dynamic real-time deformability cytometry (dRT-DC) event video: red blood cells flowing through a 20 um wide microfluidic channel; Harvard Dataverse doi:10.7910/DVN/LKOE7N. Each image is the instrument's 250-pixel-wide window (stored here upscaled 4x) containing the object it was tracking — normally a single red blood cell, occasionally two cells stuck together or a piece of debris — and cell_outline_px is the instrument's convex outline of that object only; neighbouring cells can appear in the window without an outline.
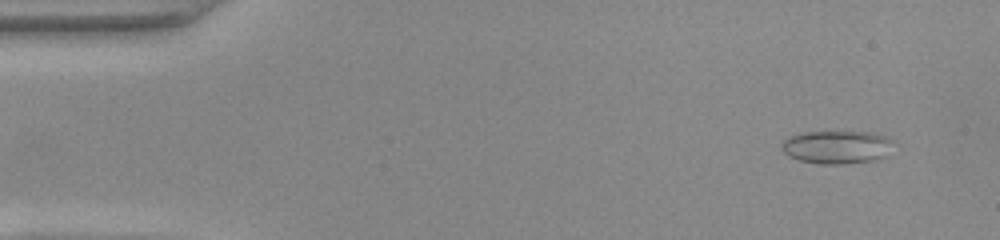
{"species": "common noctule bat (a hibernating species)", "species_latin": "Nyctalus noctula", "temperature_condition": "warm", "stored_images_in_passage": 52, "camera_frame_rate_fps": 3000, "um_per_image_px": 0.085, "animal": {"sex": "female", "body_mass_g": 22.0, "forearm_length_mm": 56.7}, "frame": {"image": 1, "passage_image": 4, "time_ms": 1.0, "image_size_px": [1000, 240], "cell_outline_px": [[892, 140], [884, 156], [876, 160], [840, 164], [820, 164], [800, 160], [788, 156], [784, 152], [780, 144], [784, 140], [792, 136], [804, 132], [872, 132], [888, 136]], "centroid_in_image_um": [71.1, 12.5], "position_along_channel_um": 13.9, "area_um2": 21.33}}
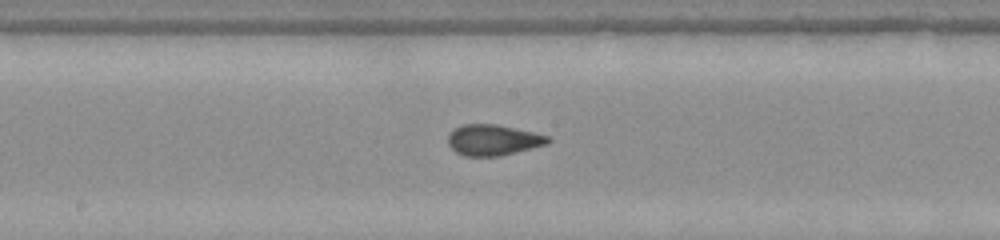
{"frame": {"image": 2, "passage_image": 27, "time_ms": 8.667, "image_size_px": [1000, 240], "cell_outline_px": [[552, 140], [548, 144], [500, 156], [464, 156], [456, 152], [448, 144], [448, 132], [464, 124], [496, 124], [532, 132], [548, 136]], "centroid_in_image_um": [41.9, 11.9], "position_along_channel_um": 206.3, "area_um2": 17.92}}
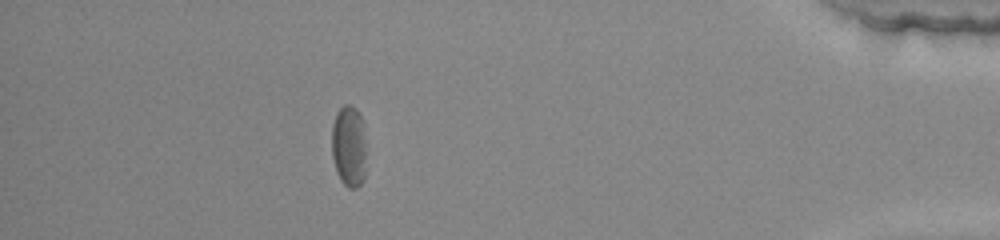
{"frame": {"image": 3, "passage_image": 46, "time_ms": 15.0, "image_size_px": [1000, 240], "cell_outline_px": [[364, 180], [356, 188], [348, 188], [340, 180], [332, 156], [332, 128], [336, 112], [344, 104], [348, 104], [356, 108], [364, 124]], "centroid_in_image_um": [29.64, 12.41], "position_along_channel_um": 405.6, "area_um2": 16.3}, "authors_computed_cell_mechanics": {"area_um2": 17.918, "velocity_mm_per_s": 3.943, "shape_relaxation_time_tau1_ms": 6.3601, "shape_relaxation_time_tau2_ms": 1.8222, "deformation_change_tau1": 0.1264, "deformation_change_tau2": 0.0712}}